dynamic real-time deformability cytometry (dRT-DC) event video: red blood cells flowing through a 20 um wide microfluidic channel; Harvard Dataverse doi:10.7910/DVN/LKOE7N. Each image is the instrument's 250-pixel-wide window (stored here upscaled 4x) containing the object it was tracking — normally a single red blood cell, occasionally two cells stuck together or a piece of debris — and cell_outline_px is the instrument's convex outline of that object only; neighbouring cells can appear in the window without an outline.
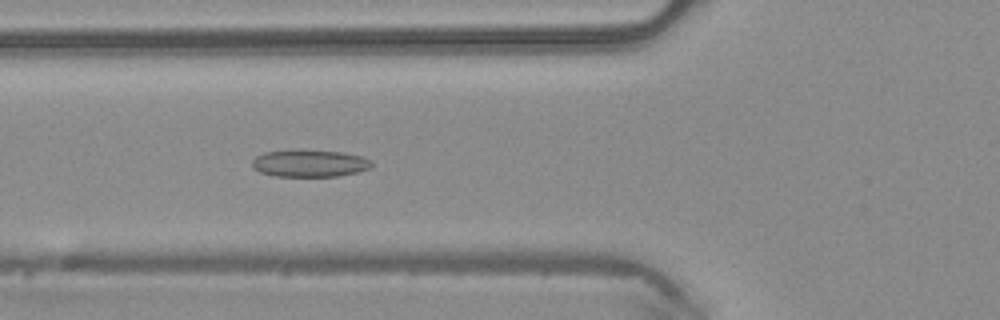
{"species": "common noctule bat (a hibernating species)", "species_latin": "Nyctalus noctula", "temperature_condition": "warm", "stored_images_in_passage": 48, "camera_frame_rate_fps": 3000, "um_per_image_px": 0.085, "animal": {"sex": "male", "body_mass_g": 20.4}, "frame": {"image": 1, "passage_image": 18, "time_ms": 5.667, "image_size_px": [1000, 320], "cell_outline_px": [[372, 164], [368, 168], [356, 172], [336, 176], [276, 176], [260, 172], [252, 168], [252, 160], [256, 156], [264, 152], [292, 148], [296, 148], [340, 152], [360, 156], [372, 160]], "centroid_in_image_um": [26.24, 13.85], "position_along_channel_um": 99.6, "area_um2": 19.19}}
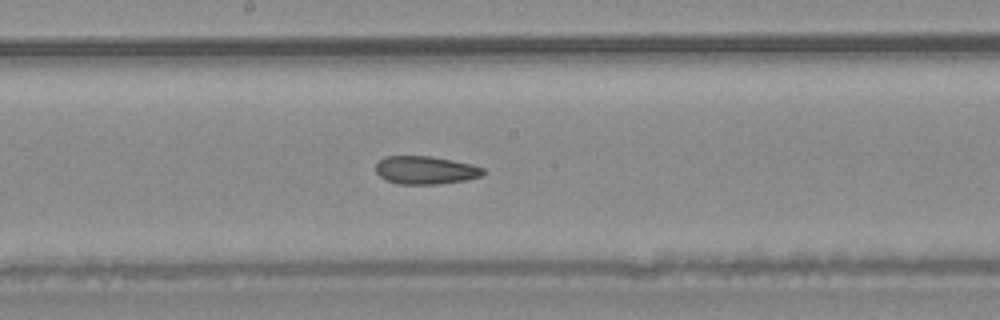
{"frame": {"image": 2, "passage_image": 26, "time_ms": 8.333, "image_size_px": [1000, 320], "cell_outline_px": [[484, 172], [480, 176], [464, 180], [440, 184], [396, 184], [384, 180], [376, 172], [376, 164], [384, 156], [432, 156], [472, 164], [484, 168]], "centroid_in_image_um": [36.13, 14.46], "position_along_channel_um": 212.1, "area_um2": 17.63}}
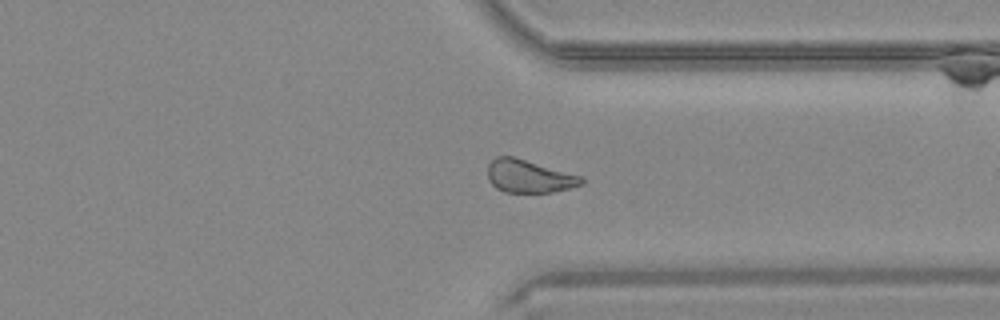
{"frame": {"image": 3, "passage_image": 37, "time_ms": 12.0, "image_size_px": [1000, 320], "cell_outline_px": [[584, 184], [552, 192], [504, 192], [496, 188], [488, 180], [488, 164], [496, 156], [512, 156], [584, 176]], "centroid_in_image_um": [44.98, 14.98], "position_along_channel_um": 366.4, "area_um2": 18.03}, "authors_computed_cell_mechanics": {"area_um2": 19.2763, "velocity_mm_per_s": 4.2065, "shape_relaxation_time_tau1_ms": null, "shape_relaxation_time_tau2_ms": 2.5292, "deformation_change_tau1": null, "deformation_change_tau2": 0.0907}}